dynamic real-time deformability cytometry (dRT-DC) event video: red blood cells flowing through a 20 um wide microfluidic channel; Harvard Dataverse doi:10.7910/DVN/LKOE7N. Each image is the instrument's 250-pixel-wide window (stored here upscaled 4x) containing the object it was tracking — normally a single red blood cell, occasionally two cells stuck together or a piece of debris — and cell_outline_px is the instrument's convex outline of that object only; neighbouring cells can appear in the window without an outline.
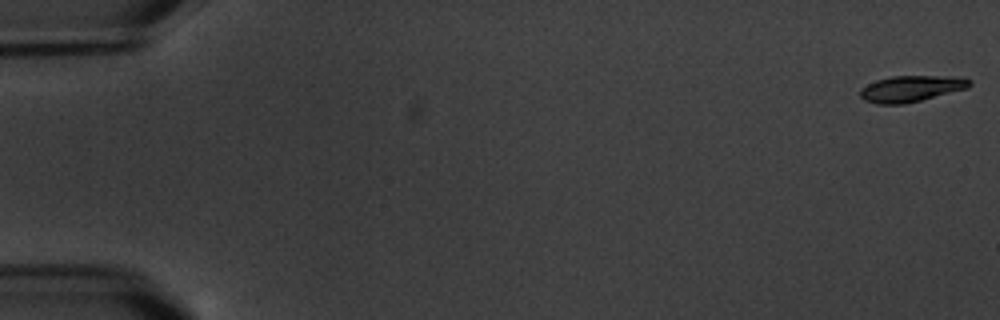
{"species": "common noctule bat (a hibernating species)", "species_latin": "Nyctalus noctula", "temperature_condition": "warm", "stored_images_in_passage": 7, "camera_frame_rate_fps": 3000, "um_per_image_px": 0.085, "animal": {"sex": "male", "body_mass_g": 20.1, "forearm_length_mm": 53.5}, "frame": {"image": 1, "passage_image": 1, "time_ms": 0.0, "image_size_px": [1000, 320], "cell_outline_px": [[972, 84], [968, 88], [904, 104], [876, 104], [864, 100], [860, 96], [860, 88], [876, 80], [892, 76], [964, 76], [972, 80]], "centroid_in_image_um": [77.47, 7.52], "position_along_channel_um": 7.5, "area_um2": 16.82}}
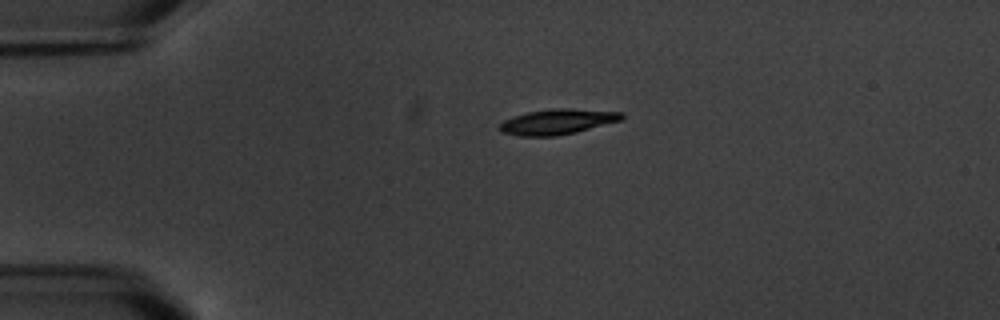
{"frame": {"image": 2, "passage_image": 4, "time_ms": 4.333, "image_size_px": [1000, 320], "cell_outline_px": [[624, 116], [620, 120], [576, 132], [556, 136], [520, 136], [500, 132], [496, 128], [504, 120], [528, 112], [552, 108], [572, 108], [624, 112]], "centroid_in_image_um": [47.36, 10.34], "position_along_channel_um": 37.6, "area_um2": 18.03}}
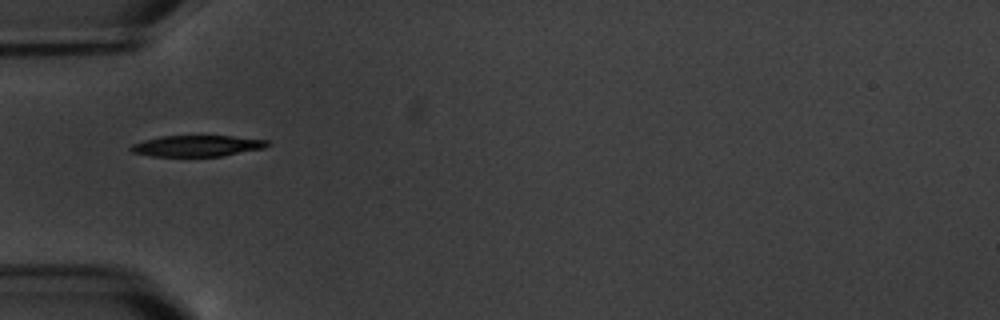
{"frame": {"image": 3, "passage_image": 5, "time_ms": 6.333, "image_size_px": [1000, 320], "cell_outline_px": [[268, 144], [264, 148], [220, 156], [152, 156], [132, 152], [128, 148], [132, 144], [144, 140], [160, 136], [232, 136], [268, 140]], "centroid_in_image_um": [16.71, 12.4], "position_along_channel_um": 68.3, "area_um2": 16.65}}